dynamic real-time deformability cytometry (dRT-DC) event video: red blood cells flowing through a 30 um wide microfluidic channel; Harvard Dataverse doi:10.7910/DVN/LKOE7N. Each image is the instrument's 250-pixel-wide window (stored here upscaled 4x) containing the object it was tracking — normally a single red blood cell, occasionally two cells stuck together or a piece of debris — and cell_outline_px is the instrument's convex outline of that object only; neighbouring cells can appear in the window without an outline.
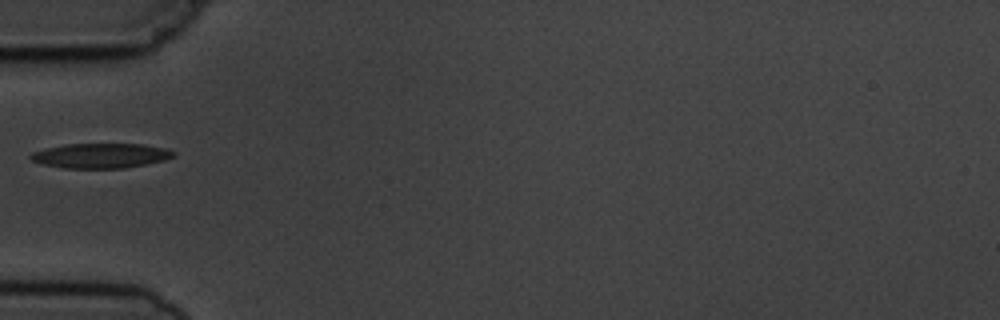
{"species": "common noctule bat (a hibernating species)", "species_latin": "Nyctalus noctula", "temperature_condition": "cold", "stored_images_in_passage": 5, "camera_frame_rate_fps": 3000, "um_per_image_px": 0.085, "animal": {"sex": "male", "body_mass_g": 19.5, "forearm_length_mm": 54.6}, "frame": {"image": 1, "passage_image": 4, "time_ms": 3.333, "image_size_px": [1000, 320], "cell_outline_px": [[176, 156], [164, 160], [124, 168], [64, 168], [40, 164], [32, 160], [28, 156], [32, 152], [64, 144], [140, 144], [164, 148], [176, 152]], "centroid_in_image_um": [8.54, 13.23], "position_along_channel_um": 76.5, "area_um2": 20.58}}
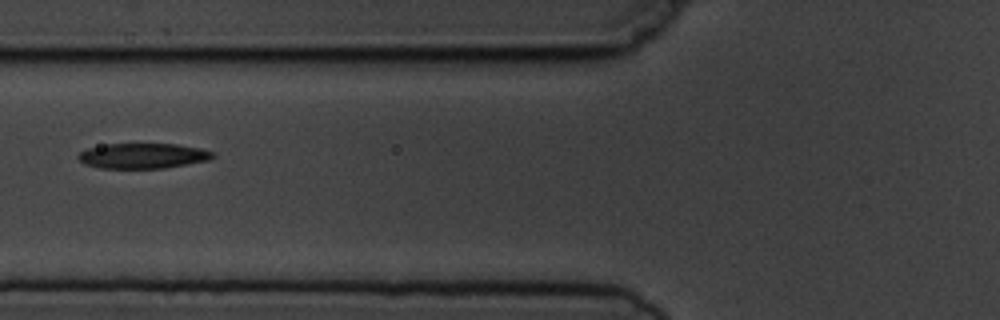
{"frame": {"image": 2, "passage_image": 5, "time_ms": 4.333, "image_size_px": [1000, 320], "cell_outline_px": [[216, 156], [208, 160], [164, 168], [100, 168], [84, 164], [76, 156], [80, 152], [88, 148], [108, 144], [176, 144], [200, 148], [216, 152]], "centroid_in_image_um": [12.16, 13.24], "position_along_channel_um": 113.6, "area_um2": 19.77}}